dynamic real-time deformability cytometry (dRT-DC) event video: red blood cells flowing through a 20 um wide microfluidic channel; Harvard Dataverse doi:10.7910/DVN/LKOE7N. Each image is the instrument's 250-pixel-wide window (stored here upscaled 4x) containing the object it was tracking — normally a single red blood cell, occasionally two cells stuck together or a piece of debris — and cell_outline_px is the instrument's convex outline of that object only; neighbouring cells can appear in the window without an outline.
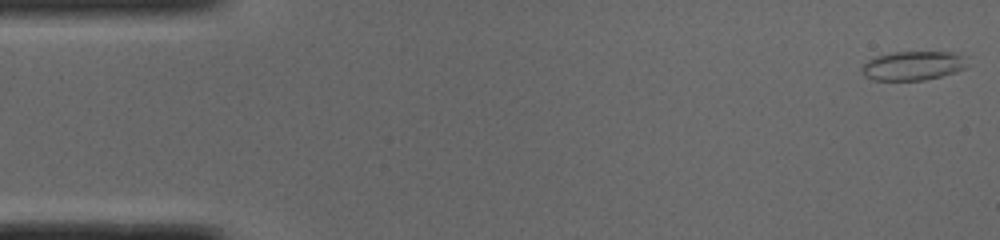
{"species": "common noctule bat (a hibernating species)", "species_latin": "Nyctalus noctula", "temperature_condition": "cold", "stored_images_in_passage": 11, "camera_frame_rate_fps": 3000, "um_per_image_px": 0.085, "animal": {"sex": "male", "body_mass_g": 19.0, "forearm_length_mm": 50.8}, "frame": {"image": 1, "passage_image": 1, "time_ms": 0.0, "image_size_px": [1000, 240], "cell_outline_px": [[968, 56], [964, 68], [956, 72], [924, 80], [872, 80], [864, 76], [860, 68], [868, 60], [876, 56], [892, 52], [952, 52]], "centroid_in_image_um": [77.6, 5.58], "position_along_channel_um": 7.4, "area_um2": 17.98}}